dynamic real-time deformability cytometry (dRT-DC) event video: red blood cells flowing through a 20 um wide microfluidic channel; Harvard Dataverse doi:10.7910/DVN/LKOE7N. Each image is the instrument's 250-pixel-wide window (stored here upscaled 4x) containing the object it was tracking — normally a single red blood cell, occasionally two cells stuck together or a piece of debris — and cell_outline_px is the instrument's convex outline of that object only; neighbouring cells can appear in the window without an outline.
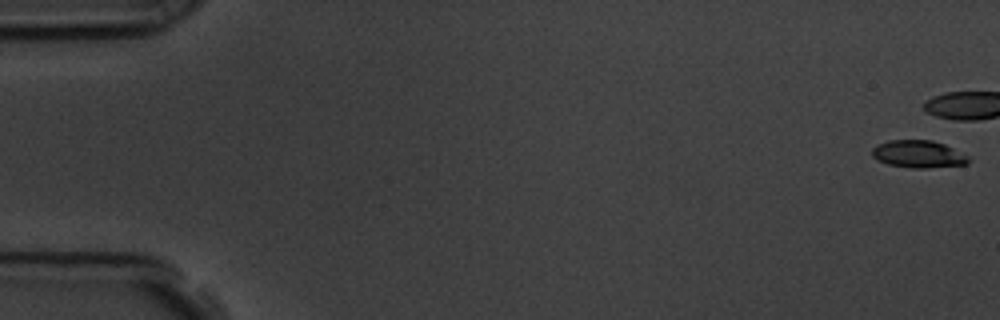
{"species": "common noctule bat (a hibernating species)", "species_latin": "Nyctalus noctula", "temperature_condition": "room temperature", "stored_images_in_passage": 12, "camera_frame_rate_fps": 3000, "um_per_image_px": 0.085, "animal": {"sex": "male", "body_mass_g": 19.5, "forearm_length_mm": 54.6}, "frame": {"image": 1, "passage_image": 1, "time_ms": 0.0, "image_size_px": [1000, 320], "cell_outline_px": [[968, 164], [928, 168], [912, 168], [888, 164], [872, 156], [872, 148], [876, 144], [888, 140], [932, 140], [944, 144], [968, 156]], "centroid_in_image_um": [78.04, 13.09], "position_along_channel_um": 7.0, "area_um2": 15.32}}